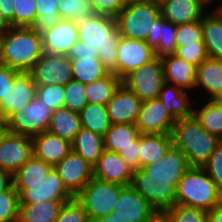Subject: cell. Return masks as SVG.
<instances>
[{
  "label": "cell",
  "instance_id": "cell-1",
  "mask_svg": "<svg viewBox=\"0 0 222 222\" xmlns=\"http://www.w3.org/2000/svg\"><path fill=\"white\" fill-rule=\"evenodd\" d=\"M43 55L42 37L32 27L10 26L0 35V61L19 72H29Z\"/></svg>",
  "mask_w": 222,
  "mask_h": 222
},
{
  "label": "cell",
  "instance_id": "cell-2",
  "mask_svg": "<svg viewBox=\"0 0 222 222\" xmlns=\"http://www.w3.org/2000/svg\"><path fill=\"white\" fill-rule=\"evenodd\" d=\"M79 41L98 50V59L109 73L116 75L117 48L120 40L113 16L93 14L77 21Z\"/></svg>",
  "mask_w": 222,
  "mask_h": 222
},
{
  "label": "cell",
  "instance_id": "cell-3",
  "mask_svg": "<svg viewBox=\"0 0 222 222\" xmlns=\"http://www.w3.org/2000/svg\"><path fill=\"white\" fill-rule=\"evenodd\" d=\"M171 137L173 146L181 150L190 167H202L221 141L204 129L193 114L175 121Z\"/></svg>",
  "mask_w": 222,
  "mask_h": 222
},
{
  "label": "cell",
  "instance_id": "cell-4",
  "mask_svg": "<svg viewBox=\"0 0 222 222\" xmlns=\"http://www.w3.org/2000/svg\"><path fill=\"white\" fill-rule=\"evenodd\" d=\"M222 200V190L202 167H189L176 187L175 204L211 210Z\"/></svg>",
  "mask_w": 222,
  "mask_h": 222
},
{
  "label": "cell",
  "instance_id": "cell-5",
  "mask_svg": "<svg viewBox=\"0 0 222 222\" xmlns=\"http://www.w3.org/2000/svg\"><path fill=\"white\" fill-rule=\"evenodd\" d=\"M160 16L159 3L154 0L129 1L115 17L119 35L146 41Z\"/></svg>",
  "mask_w": 222,
  "mask_h": 222
},
{
  "label": "cell",
  "instance_id": "cell-6",
  "mask_svg": "<svg viewBox=\"0 0 222 222\" xmlns=\"http://www.w3.org/2000/svg\"><path fill=\"white\" fill-rule=\"evenodd\" d=\"M123 187L121 184L104 182L93 177L75 198L83 206L92 222L112 213Z\"/></svg>",
  "mask_w": 222,
  "mask_h": 222
},
{
  "label": "cell",
  "instance_id": "cell-7",
  "mask_svg": "<svg viewBox=\"0 0 222 222\" xmlns=\"http://www.w3.org/2000/svg\"><path fill=\"white\" fill-rule=\"evenodd\" d=\"M181 178L147 177L142 168L133 171L131 186L157 211L175 204L176 187Z\"/></svg>",
  "mask_w": 222,
  "mask_h": 222
},
{
  "label": "cell",
  "instance_id": "cell-8",
  "mask_svg": "<svg viewBox=\"0 0 222 222\" xmlns=\"http://www.w3.org/2000/svg\"><path fill=\"white\" fill-rule=\"evenodd\" d=\"M122 83L142 102L158 98L165 84L161 59L156 57L150 63L132 70L122 79Z\"/></svg>",
  "mask_w": 222,
  "mask_h": 222
},
{
  "label": "cell",
  "instance_id": "cell-9",
  "mask_svg": "<svg viewBox=\"0 0 222 222\" xmlns=\"http://www.w3.org/2000/svg\"><path fill=\"white\" fill-rule=\"evenodd\" d=\"M52 111L35 98L20 111L14 113L5 123L4 128L12 133L33 137L47 132Z\"/></svg>",
  "mask_w": 222,
  "mask_h": 222
},
{
  "label": "cell",
  "instance_id": "cell-10",
  "mask_svg": "<svg viewBox=\"0 0 222 222\" xmlns=\"http://www.w3.org/2000/svg\"><path fill=\"white\" fill-rule=\"evenodd\" d=\"M19 194V204L43 201H70L74 196L64 186L58 173L52 168L38 184H13Z\"/></svg>",
  "mask_w": 222,
  "mask_h": 222
},
{
  "label": "cell",
  "instance_id": "cell-11",
  "mask_svg": "<svg viewBox=\"0 0 222 222\" xmlns=\"http://www.w3.org/2000/svg\"><path fill=\"white\" fill-rule=\"evenodd\" d=\"M29 73L36 85L65 86L73 79L71 62L66 55L43 53Z\"/></svg>",
  "mask_w": 222,
  "mask_h": 222
},
{
  "label": "cell",
  "instance_id": "cell-12",
  "mask_svg": "<svg viewBox=\"0 0 222 222\" xmlns=\"http://www.w3.org/2000/svg\"><path fill=\"white\" fill-rule=\"evenodd\" d=\"M32 155L31 137L5 128L0 132V169L13 175Z\"/></svg>",
  "mask_w": 222,
  "mask_h": 222
},
{
  "label": "cell",
  "instance_id": "cell-13",
  "mask_svg": "<svg viewBox=\"0 0 222 222\" xmlns=\"http://www.w3.org/2000/svg\"><path fill=\"white\" fill-rule=\"evenodd\" d=\"M156 58L154 49L146 41L120 36L117 48L116 76L121 80L132 70Z\"/></svg>",
  "mask_w": 222,
  "mask_h": 222
},
{
  "label": "cell",
  "instance_id": "cell-14",
  "mask_svg": "<svg viewBox=\"0 0 222 222\" xmlns=\"http://www.w3.org/2000/svg\"><path fill=\"white\" fill-rule=\"evenodd\" d=\"M37 85L29 72H19L11 88L0 102V122L4 124L14 113L20 111L36 98Z\"/></svg>",
  "mask_w": 222,
  "mask_h": 222
},
{
  "label": "cell",
  "instance_id": "cell-15",
  "mask_svg": "<svg viewBox=\"0 0 222 222\" xmlns=\"http://www.w3.org/2000/svg\"><path fill=\"white\" fill-rule=\"evenodd\" d=\"M53 168L74 197L93 178V166L73 150Z\"/></svg>",
  "mask_w": 222,
  "mask_h": 222
},
{
  "label": "cell",
  "instance_id": "cell-16",
  "mask_svg": "<svg viewBox=\"0 0 222 222\" xmlns=\"http://www.w3.org/2000/svg\"><path fill=\"white\" fill-rule=\"evenodd\" d=\"M174 118L167 112L160 98L143 101L135 126L143 134H171Z\"/></svg>",
  "mask_w": 222,
  "mask_h": 222
},
{
  "label": "cell",
  "instance_id": "cell-17",
  "mask_svg": "<svg viewBox=\"0 0 222 222\" xmlns=\"http://www.w3.org/2000/svg\"><path fill=\"white\" fill-rule=\"evenodd\" d=\"M43 53L66 55L72 46L79 41L77 23L69 19H60L54 26L43 33Z\"/></svg>",
  "mask_w": 222,
  "mask_h": 222
},
{
  "label": "cell",
  "instance_id": "cell-18",
  "mask_svg": "<svg viewBox=\"0 0 222 222\" xmlns=\"http://www.w3.org/2000/svg\"><path fill=\"white\" fill-rule=\"evenodd\" d=\"M142 101L123 83L106 104L111 124H135Z\"/></svg>",
  "mask_w": 222,
  "mask_h": 222
},
{
  "label": "cell",
  "instance_id": "cell-19",
  "mask_svg": "<svg viewBox=\"0 0 222 222\" xmlns=\"http://www.w3.org/2000/svg\"><path fill=\"white\" fill-rule=\"evenodd\" d=\"M156 210L131 186L126 185L120 191L112 213L118 218L130 222H148Z\"/></svg>",
  "mask_w": 222,
  "mask_h": 222
},
{
  "label": "cell",
  "instance_id": "cell-20",
  "mask_svg": "<svg viewBox=\"0 0 222 222\" xmlns=\"http://www.w3.org/2000/svg\"><path fill=\"white\" fill-rule=\"evenodd\" d=\"M210 0H163L159 2L160 15L175 25L199 21ZM204 12V13H203Z\"/></svg>",
  "mask_w": 222,
  "mask_h": 222
},
{
  "label": "cell",
  "instance_id": "cell-21",
  "mask_svg": "<svg viewBox=\"0 0 222 222\" xmlns=\"http://www.w3.org/2000/svg\"><path fill=\"white\" fill-rule=\"evenodd\" d=\"M133 170L119 153L105 150L93 166V177L104 182L131 185Z\"/></svg>",
  "mask_w": 222,
  "mask_h": 222
},
{
  "label": "cell",
  "instance_id": "cell-22",
  "mask_svg": "<svg viewBox=\"0 0 222 222\" xmlns=\"http://www.w3.org/2000/svg\"><path fill=\"white\" fill-rule=\"evenodd\" d=\"M33 156L54 167L72 150L71 142L44 132L31 137Z\"/></svg>",
  "mask_w": 222,
  "mask_h": 222
},
{
  "label": "cell",
  "instance_id": "cell-23",
  "mask_svg": "<svg viewBox=\"0 0 222 222\" xmlns=\"http://www.w3.org/2000/svg\"><path fill=\"white\" fill-rule=\"evenodd\" d=\"M160 59L163 66L165 83L174 85L184 91L194 89L196 66L174 54L165 55Z\"/></svg>",
  "mask_w": 222,
  "mask_h": 222
},
{
  "label": "cell",
  "instance_id": "cell-24",
  "mask_svg": "<svg viewBox=\"0 0 222 222\" xmlns=\"http://www.w3.org/2000/svg\"><path fill=\"white\" fill-rule=\"evenodd\" d=\"M189 167L185 155L172 145L162 159L142 169L147 172V177L181 178Z\"/></svg>",
  "mask_w": 222,
  "mask_h": 222
},
{
  "label": "cell",
  "instance_id": "cell-25",
  "mask_svg": "<svg viewBox=\"0 0 222 222\" xmlns=\"http://www.w3.org/2000/svg\"><path fill=\"white\" fill-rule=\"evenodd\" d=\"M202 87L208 99H219L222 96V59L208 57L196 68L194 89Z\"/></svg>",
  "mask_w": 222,
  "mask_h": 222
},
{
  "label": "cell",
  "instance_id": "cell-26",
  "mask_svg": "<svg viewBox=\"0 0 222 222\" xmlns=\"http://www.w3.org/2000/svg\"><path fill=\"white\" fill-rule=\"evenodd\" d=\"M177 25L166 21L161 15L155 20L152 33L146 43L154 49L156 57L174 54L176 51Z\"/></svg>",
  "mask_w": 222,
  "mask_h": 222
},
{
  "label": "cell",
  "instance_id": "cell-27",
  "mask_svg": "<svg viewBox=\"0 0 222 222\" xmlns=\"http://www.w3.org/2000/svg\"><path fill=\"white\" fill-rule=\"evenodd\" d=\"M171 134H143L139 136L140 169L162 159L172 146Z\"/></svg>",
  "mask_w": 222,
  "mask_h": 222
},
{
  "label": "cell",
  "instance_id": "cell-28",
  "mask_svg": "<svg viewBox=\"0 0 222 222\" xmlns=\"http://www.w3.org/2000/svg\"><path fill=\"white\" fill-rule=\"evenodd\" d=\"M214 10L201 19L203 42L208 57L222 59V13Z\"/></svg>",
  "mask_w": 222,
  "mask_h": 222
},
{
  "label": "cell",
  "instance_id": "cell-29",
  "mask_svg": "<svg viewBox=\"0 0 222 222\" xmlns=\"http://www.w3.org/2000/svg\"><path fill=\"white\" fill-rule=\"evenodd\" d=\"M159 98L175 121L192 115L191 99L183 89L165 83L160 91Z\"/></svg>",
  "mask_w": 222,
  "mask_h": 222
},
{
  "label": "cell",
  "instance_id": "cell-30",
  "mask_svg": "<svg viewBox=\"0 0 222 222\" xmlns=\"http://www.w3.org/2000/svg\"><path fill=\"white\" fill-rule=\"evenodd\" d=\"M72 150L94 166L105 151L103 136L81 127L71 142Z\"/></svg>",
  "mask_w": 222,
  "mask_h": 222
},
{
  "label": "cell",
  "instance_id": "cell-31",
  "mask_svg": "<svg viewBox=\"0 0 222 222\" xmlns=\"http://www.w3.org/2000/svg\"><path fill=\"white\" fill-rule=\"evenodd\" d=\"M68 201H43L32 204H19L17 222H54Z\"/></svg>",
  "mask_w": 222,
  "mask_h": 222
},
{
  "label": "cell",
  "instance_id": "cell-32",
  "mask_svg": "<svg viewBox=\"0 0 222 222\" xmlns=\"http://www.w3.org/2000/svg\"><path fill=\"white\" fill-rule=\"evenodd\" d=\"M80 129L78 112L63 107L52 112L47 131L72 142Z\"/></svg>",
  "mask_w": 222,
  "mask_h": 222
},
{
  "label": "cell",
  "instance_id": "cell-33",
  "mask_svg": "<svg viewBox=\"0 0 222 222\" xmlns=\"http://www.w3.org/2000/svg\"><path fill=\"white\" fill-rule=\"evenodd\" d=\"M135 124H111L103 136L105 150L121 153L140 136Z\"/></svg>",
  "mask_w": 222,
  "mask_h": 222
},
{
  "label": "cell",
  "instance_id": "cell-34",
  "mask_svg": "<svg viewBox=\"0 0 222 222\" xmlns=\"http://www.w3.org/2000/svg\"><path fill=\"white\" fill-rule=\"evenodd\" d=\"M121 83L122 80L118 76L108 73L106 76L86 84L87 103L106 105Z\"/></svg>",
  "mask_w": 222,
  "mask_h": 222
},
{
  "label": "cell",
  "instance_id": "cell-35",
  "mask_svg": "<svg viewBox=\"0 0 222 222\" xmlns=\"http://www.w3.org/2000/svg\"><path fill=\"white\" fill-rule=\"evenodd\" d=\"M192 114L204 129L222 140V102L219 99H208L203 107L193 109Z\"/></svg>",
  "mask_w": 222,
  "mask_h": 222
},
{
  "label": "cell",
  "instance_id": "cell-36",
  "mask_svg": "<svg viewBox=\"0 0 222 222\" xmlns=\"http://www.w3.org/2000/svg\"><path fill=\"white\" fill-rule=\"evenodd\" d=\"M78 114L81 127L94 133L104 136L110 128L111 122L106 105L87 103Z\"/></svg>",
  "mask_w": 222,
  "mask_h": 222
},
{
  "label": "cell",
  "instance_id": "cell-37",
  "mask_svg": "<svg viewBox=\"0 0 222 222\" xmlns=\"http://www.w3.org/2000/svg\"><path fill=\"white\" fill-rule=\"evenodd\" d=\"M73 80L84 84L91 83L106 76L109 72L104 68L98 57L70 59Z\"/></svg>",
  "mask_w": 222,
  "mask_h": 222
},
{
  "label": "cell",
  "instance_id": "cell-38",
  "mask_svg": "<svg viewBox=\"0 0 222 222\" xmlns=\"http://www.w3.org/2000/svg\"><path fill=\"white\" fill-rule=\"evenodd\" d=\"M53 167L33 155L12 175L13 184L41 183Z\"/></svg>",
  "mask_w": 222,
  "mask_h": 222
},
{
  "label": "cell",
  "instance_id": "cell-39",
  "mask_svg": "<svg viewBox=\"0 0 222 222\" xmlns=\"http://www.w3.org/2000/svg\"><path fill=\"white\" fill-rule=\"evenodd\" d=\"M37 19L32 28L39 34L54 26L61 18L57 0H37Z\"/></svg>",
  "mask_w": 222,
  "mask_h": 222
},
{
  "label": "cell",
  "instance_id": "cell-40",
  "mask_svg": "<svg viewBox=\"0 0 222 222\" xmlns=\"http://www.w3.org/2000/svg\"><path fill=\"white\" fill-rule=\"evenodd\" d=\"M57 4L61 19L77 22L94 14L91 4L87 0H57Z\"/></svg>",
  "mask_w": 222,
  "mask_h": 222
},
{
  "label": "cell",
  "instance_id": "cell-41",
  "mask_svg": "<svg viewBox=\"0 0 222 222\" xmlns=\"http://www.w3.org/2000/svg\"><path fill=\"white\" fill-rule=\"evenodd\" d=\"M13 1V27H32L37 19V0Z\"/></svg>",
  "mask_w": 222,
  "mask_h": 222
},
{
  "label": "cell",
  "instance_id": "cell-42",
  "mask_svg": "<svg viewBox=\"0 0 222 222\" xmlns=\"http://www.w3.org/2000/svg\"><path fill=\"white\" fill-rule=\"evenodd\" d=\"M86 84L71 80L64 86V108L74 112H80L86 105L85 97Z\"/></svg>",
  "mask_w": 222,
  "mask_h": 222
},
{
  "label": "cell",
  "instance_id": "cell-43",
  "mask_svg": "<svg viewBox=\"0 0 222 222\" xmlns=\"http://www.w3.org/2000/svg\"><path fill=\"white\" fill-rule=\"evenodd\" d=\"M36 98L53 112L64 105V86L59 84L37 85Z\"/></svg>",
  "mask_w": 222,
  "mask_h": 222
},
{
  "label": "cell",
  "instance_id": "cell-44",
  "mask_svg": "<svg viewBox=\"0 0 222 222\" xmlns=\"http://www.w3.org/2000/svg\"><path fill=\"white\" fill-rule=\"evenodd\" d=\"M19 194L13 185L0 193V222H17Z\"/></svg>",
  "mask_w": 222,
  "mask_h": 222
},
{
  "label": "cell",
  "instance_id": "cell-45",
  "mask_svg": "<svg viewBox=\"0 0 222 222\" xmlns=\"http://www.w3.org/2000/svg\"><path fill=\"white\" fill-rule=\"evenodd\" d=\"M165 211L172 222H208L207 211L200 208L174 204Z\"/></svg>",
  "mask_w": 222,
  "mask_h": 222
},
{
  "label": "cell",
  "instance_id": "cell-46",
  "mask_svg": "<svg viewBox=\"0 0 222 222\" xmlns=\"http://www.w3.org/2000/svg\"><path fill=\"white\" fill-rule=\"evenodd\" d=\"M203 42L201 20L177 25L176 47Z\"/></svg>",
  "mask_w": 222,
  "mask_h": 222
},
{
  "label": "cell",
  "instance_id": "cell-47",
  "mask_svg": "<svg viewBox=\"0 0 222 222\" xmlns=\"http://www.w3.org/2000/svg\"><path fill=\"white\" fill-rule=\"evenodd\" d=\"M174 55L196 67L208 58L204 42L176 47Z\"/></svg>",
  "mask_w": 222,
  "mask_h": 222
},
{
  "label": "cell",
  "instance_id": "cell-48",
  "mask_svg": "<svg viewBox=\"0 0 222 222\" xmlns=\"http://www.w3.org/2000/svg\"><path fill=\"white\" fill-rule=\"evenodd\" d=\"M54 222H90V220L83 206L74 197L63 204Z\"/></svg>",
  "mask_w": 222,
  "mask_h": 222
},
{
  "label": "cell",
  "instance_id": "cell-49",
  "mask_svg": "<svg viewBox=\"0 0 222 222\" xmlns=\"http://www.w3.org/2000/svg\"><path fill=\"white\" fill-rule=\"evenodd\" d=\"M202 168L222 190V140Z\"/></svg>",
  "mask_w": 222,
  "mask_h": 222
},
{
  "label": "cell",
  "instance_id": "cell-50",
  "mask_svg": "<svg viewBox=\"0 0 222 222\" xmlns=\"http://www.w3.org/2000/svg\"><path fill=\"white\" fill-rule=\"evenodd\" d=\"M94 14L116 17L129 0H87Z\"/></svg>",
  "mask_w": 222,
  "mask_h": 222
},
{
  "label": "cell",
  "instance_id": "cell-51",
  "mask_svg": "<svg viewBox=\"0 0 222 222\" xmlns=\"http://www.w3.org/2000/svg\"><path fill=\"white\" fill-rule=\"evenodd\" d=\"M19 71L10 68L9 66L0 64V102L11 88L13 80Z\"/></svg>",
  "mask_w": 222,
  "mask_h": 222
},
{
  "label": "cell",
  "instance_id": "cell-52",
  "mask_svg": "<svg viewBox=\"0 0 222 222\" xmlns=\"http://www.w3.org/2000/svg\"><path fill=\"white\" fill-rule=\"evenodd\" d=\"M67 57L69 59H80L86 57H98V50L86 45L83 41L76 42L69 50Z\"/></svg>",
  "mask_w": 222,
  "mask_h": 222
},
{
  "label": "cell",
  "instance_id": "cell-53",
  "mask_svg": "<svg viewBox=\"0 0 222 222\" xmlns=\"http://www.w3.org/2000/svg\"><path fill=\"white\" fill-rule=\"evenodd\" d=\"M121 157L127 162L129 167L135 171L140 169L139 164V137L133 141V145L129 146L120 153Z\"/></svg>",
  "mask_w": 222,
  "mask_h": 222
},
{
  "label": "cell",
  "instance_id": "cell-54",
  "mask_svg": "<svg viewBox=\"0 0 222 222\" xmlns=\"http://www.w3.org/2000/svg\"><path fill=\"white\" fill-rule=\"evenodd\" d=\"M14 1L13 0H0V14L6 22L13 27V14H14Z\"/></svg>",
  "mask_w": 222,
  "mask_h": 222
},
{
  "label": "cell",
  "instance_id": "cell-55",
  "mask_svg": "<svg viewBox=\"0 0 222 222\" xmlns=\"http://www.w3.org/2000/svg\"><path fill=\"white\" fill-rule=\"evenodd\" d=\"M13 185L12 174L0 169V193L8 190Z\"/></svg>",
  "mask_w": 222,
  "mask_h": 222
},
{
  "label": "cell",
  "instance_id": "cell-56",
  "mask_svg": "<svg viewBox=\"0 0 222 222\" xmlns=\"http://www.w3.org/2000/svg\"><path fill=\"white\" fill-rule=\"evenodd\" d=\"M207 215L208 222H222V200L211 210L207 211Z\"/></svg>",
  "mask_w": 222,
  "mask_h": 222
},
{
  "label": "cell",
  "instance_id": "cell-57",
  "mask_svg": "<svg viewBox=\"0 0 222 222\" xmlns=\"http://www.w3.org/2000/svg\"><path fill=\"white\" fill-rule=\"evenodd\" d=\"M148 222H172V220L165 210H157L150 216Z\"/></svg>",
  "mask_w": 222,
  "mask_h": 222
},
{
  "label": "cell",
  "instance_id": "cell-58",
  "mask_svg": "<svg viewBox=\"0 0 222 222\" xmlns=\"http://www.w3.org/2000/svg\"><path fill=\"white\" fill-rule=\"evenodd\" d=\"M92 222H130V221L118 218L114 213H109L104 217L93 220Z\"/></svg>",
  "mask_w": 222,
  "mask_h": 222
},
{
  "label": "cell",
  "instance_id": "cell-59",
  "mask_svg": "<svg viewBox=\"0 0 222 222\" xmlns=\"http://www.w3.org/2000/svg\"><path fill=\"white\" fill-rule=\"evenodd\" d=\"M9 27L10 25L6 22V20L0 14V35H2Z\"/></svg>",
  "mask_w": 222,
  "mask_h": 222
},
{
  "label": "cell",
  "instance_id": "cell-60",
  "mask_svg": "<svg viewBox=\"0 0 222 222\" xmlns=\"http://www.w3.org/2000/svg\"><path fill=\"white\" fill-rule=\"evenodd\" d=\"M222 1V0H221ZM219 12L222 13V2L220 5H218L217 7H215Z\"/></svg>",
  "mask_w": 222,
  "mask_h": 222
},
{
  "label": "cell",
  "instance_id": "cell-61",
  "mask_svg": "<svg viewBox=\"0 0 222 222\" xmlns=\"http://www.w3.org/2000/svg\"><path fill=\"white\" fill-rule=\"evenodd\" d=\"M4 129V124L0 122V132Z\"/></svg>",
  "mask_w": 222,
  "mask_h": 222
}]
</instances>
